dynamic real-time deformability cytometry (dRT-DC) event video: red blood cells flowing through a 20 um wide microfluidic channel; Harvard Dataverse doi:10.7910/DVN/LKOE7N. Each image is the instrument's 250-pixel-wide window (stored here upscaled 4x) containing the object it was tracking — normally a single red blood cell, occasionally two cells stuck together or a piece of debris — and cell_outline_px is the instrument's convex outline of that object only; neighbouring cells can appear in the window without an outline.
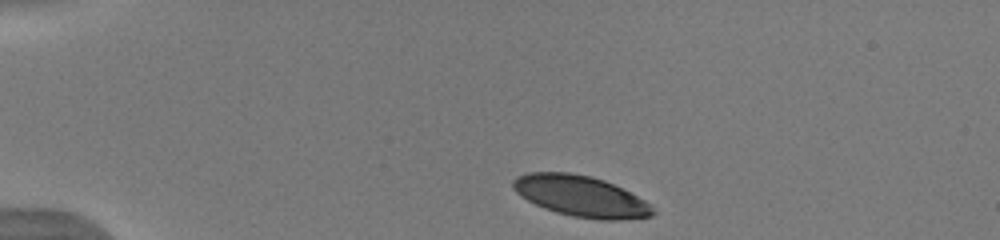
{"species": "human", "species_latin": "Homo sapiens", "temperature_condition": "warm", "stored_images_in_passage": 21, "camera_frame_rate_fps": 3000, "um_per_image_px": 0.085, "donor": {"sex": "male"}, "frame": {"image": 1, "passage_image": 1, "time_ms": 0.0, "image_size_px": [1000, 240], "cell_outline_px": [[656, 212], [652, 216], [620, 220], [600, 220], [572, 216], [556, 212], [544, 208], [520, 196], [512, 188], [512, 180], [516, 176], [528, 172], [568, 172], [592, 176], [604, 180], [652, 204]], "centroid_in_image_um": [49.35, 16.67], "position_along_channel_um": 35.6, "area_um2": 33.41}}
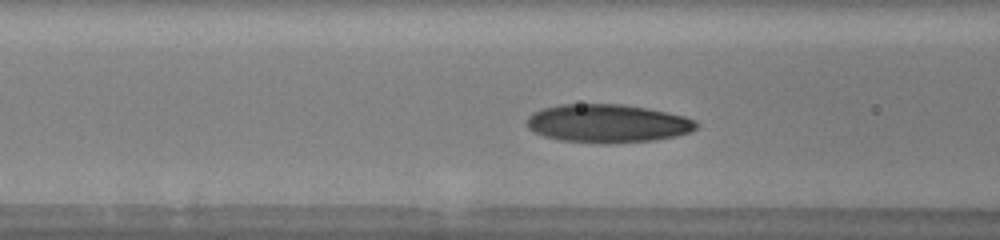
{"frame": {"image": 2, "passage_image": 11, "time_ms": 3.333, "image_size_px": [1000, 240], "cell_outline_px": [[700, 124], [692, 132], [676, 136], [656, 140], [604, 144], [600, 144], [560, 140], [544, 136], [528, 128], [528, 116], [532, 112], [544, 108], [560, 104], [624, 104], [648, 108], [668, 112], [684, 116], [696, 120]], "centroid_in_image_um": [51.69, 10.49], "position_along_channel_um": 114.9, "area_um2": 38.21}}
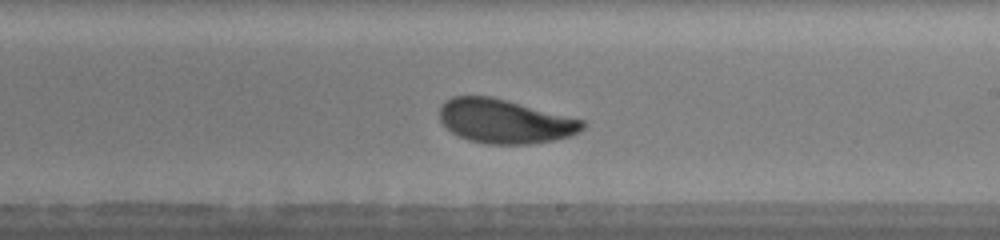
{"frame": {"image": 3, "passage_image": 20, "time_ms": 6.333, "image_size_px": [1000, 240], "cell_outline_px": [[584, 128], [580, 132], [572, 136], [532, 144], [488, 144], [468, 140], [456, 136], [440, 120], [440, 108], [452, 96], [492, 96], [584, 120]], "centroid_in_image_um": [42.93, 10.32], "position_along_channel_um": 246.1, "area_um2": 36.65}}